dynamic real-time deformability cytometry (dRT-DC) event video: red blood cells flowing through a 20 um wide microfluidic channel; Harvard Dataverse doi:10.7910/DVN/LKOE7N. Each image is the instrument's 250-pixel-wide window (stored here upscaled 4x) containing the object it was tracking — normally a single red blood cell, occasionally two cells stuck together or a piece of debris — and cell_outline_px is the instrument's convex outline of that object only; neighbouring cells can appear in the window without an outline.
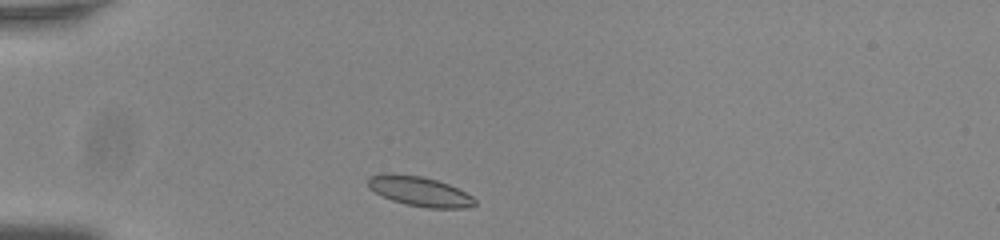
{"species": "common noctule bat (a hibernating species)", "species_latin": "Nyctalus noctula", "temperature_condition": "room temperature", "stored_images_in_passage": 37, "camera_frame_rate_fps": 3000, "um_per_image_px": 0.085, "animal": {"sex": "male", "body_mass_g": 20.0, "forearm_length_mm": 53.3}, "frame": {"image": 1, "passage_image": 2, "time_ms": 0.333, "image_size_px": [1000, 240], "cell_outline_px": [[476, 204], [464, 208], [428, 208], [408, 204], [392, 200], [368, 188], [368, 176], [384, 172], [392, 172], [420, 176], [436, 180], [448, 184], [472, 196], [476, 200]], "centroid_in_image_um": [35.63, 16.24], "position_along_channel_um": 49.4, "area_um2": 18.44}}
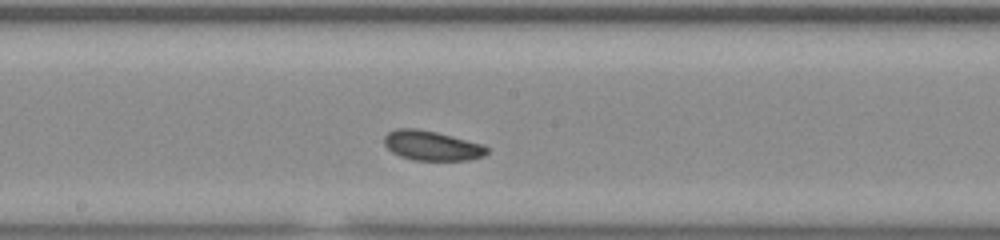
{"frame": {"image": 2, "passage_image": 17, "time_ms": 5.333, "image_size_px": [1000, 240], "cell_outline_px": [[488, 152], [484, 156], [468, 160], [412, 160], [400, 156], [392, 152], [384, 144], [384, 136], [388, 132], [396, 128], [416, 128], [436, 132], [484, 144], [488, 148]], "centroid_in_image_um": [36.7, 12.38], "position_along_channel_um": 211.5, "area_um2": 17.86}}
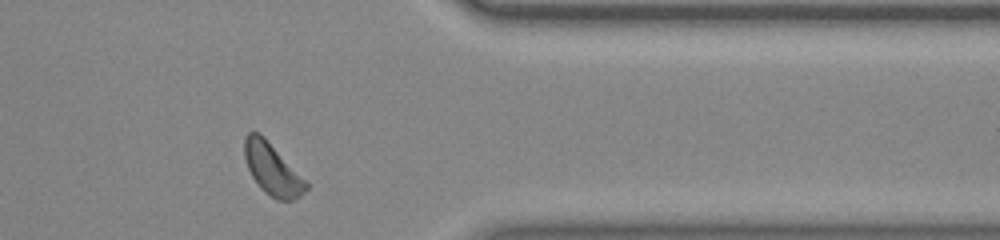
{"frame": {"image": 3, "passage_image": 32, "time_ms": 10.333, "image_size_px": [1000, 240], "cell_outline_px": [[308, 188], [300, 196], [292, 200], [276, 200], [264, 192], [260, 188], [252, 176], [248, 168], [244, 156], [244, 136], [248, 132], [260, 132], [264, 136], [308, 184]], "centroid_in_image_um": [23.11, 14.37], "position_along_channel_um": 388.3, "area_um2": 18.26}, "authors_computed_cell_mechanics": {"area_um2": 17.6868, "velocity_mm_per_s": 3.7385, "shape_relaxation_time_tau1_ms": 2.2378, "shape_relaxation_time_tau2_ms": null, "deformation_change_tau1": 0.0763, "deformation_change_tau2": null}}